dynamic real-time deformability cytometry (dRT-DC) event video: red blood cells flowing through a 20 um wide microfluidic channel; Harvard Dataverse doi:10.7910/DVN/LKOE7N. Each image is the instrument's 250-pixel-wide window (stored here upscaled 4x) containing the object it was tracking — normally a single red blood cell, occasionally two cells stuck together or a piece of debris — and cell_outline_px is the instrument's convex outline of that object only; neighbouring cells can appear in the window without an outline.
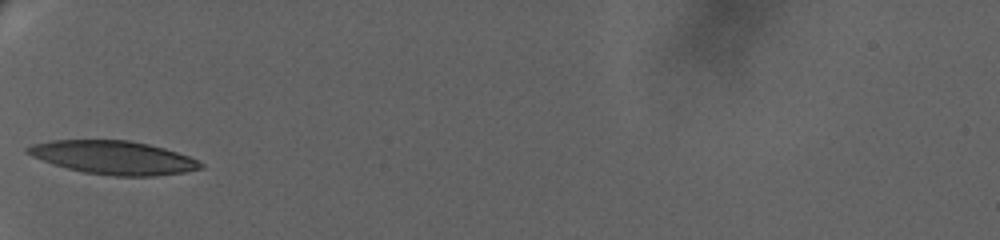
{"species": "human", "species_latin": "Homo sapiens", "temperature_condition": "warm", "stored_images_in_passage": 5, "camera_frame_rate_fps": 3000, "um_per_image_px": 0.085, "donor": {"sex": "female"}, "frame": {"image": 1, "passage_image": 1, "time_ms": 0.0, "image_size_px": [1000, 240], "cell_outline_px": [[204, 168], [184, 172], [152, 176], [112, 176], [84, 172], [52, 164], [32, 156], [24, 152], [24, 148], [32, 144], [52, 140], [128, 140], [148, 144], [164, 148], [188, 156], [204, 164]], "centroid_in_image_um": [9.61, 13.39], "position_along_channel_um": 75.4, "area_um2": 33.64}}